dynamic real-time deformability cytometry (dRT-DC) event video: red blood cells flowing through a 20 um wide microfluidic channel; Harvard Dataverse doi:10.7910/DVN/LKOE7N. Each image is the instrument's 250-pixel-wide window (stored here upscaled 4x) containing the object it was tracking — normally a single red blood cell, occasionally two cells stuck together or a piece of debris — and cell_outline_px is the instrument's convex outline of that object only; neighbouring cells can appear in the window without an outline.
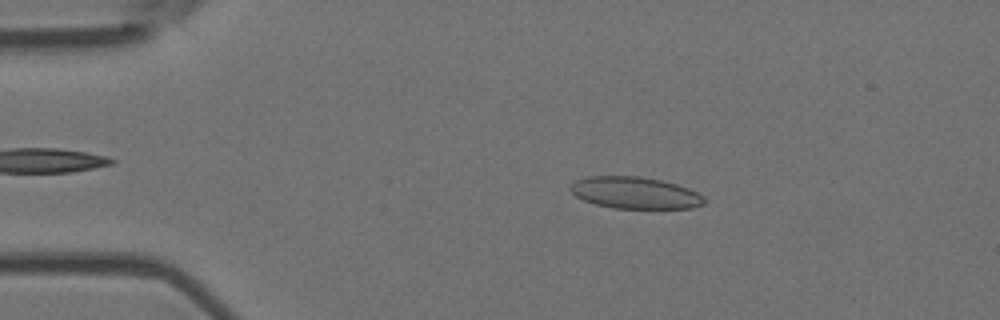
{"species": "Egyptian fruit bat (a non-hibernating species)", "species_latin": "Rousettus aegyptiacus", "temperature_condition": "room temperature", "stored_images_in_passage": 5, "camera_frame_rate_fps": 3000, "um_per_image_px": 0.085, "animal": {"sex": "female"}, "frame": {"image": 1, "passage_image": 2, "time_ms": 0.333, "image_size_px": [1000, 320], "cell_outline_px": [[704, 204], [692, 208], [612, 208], [596, 204], [584, 200], [576, 196], [568, 188], [576, 180], [588, 176], [640, 176], [660, 180], [676, 184], [688, 188], [704, 196]], "centroid_in_image_um": [53.97, 16.39], "position_along_channel_um": 31.0, "area_um2": 24.68}}
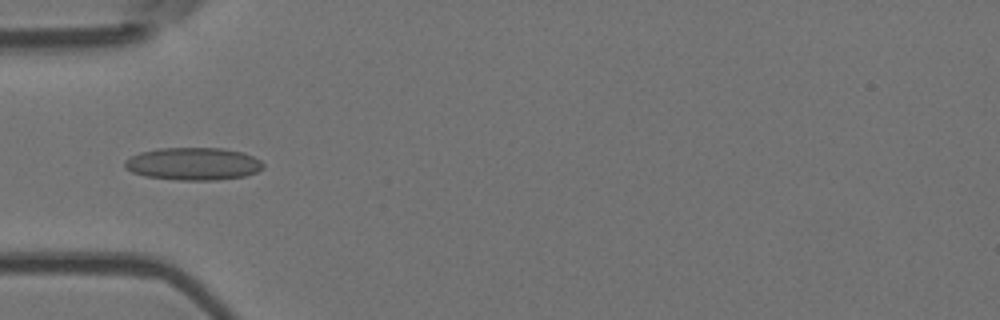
{"frame": {"image": 2, "passage_image": 4, "time_ms": 1.0, "image_size_px": [1000, 320], "cell_outline_px": [[264, 168], [256, 172], [244, 176], [216, 180], [180, 180], [144, 176], [132, 172], [124, 168], [124, 160], [140, 152], [156, 148], [220, 148], [244, 152], [260, 160], [264, 164]], "centroid_in_image_um": [16.41, 13.92], "position_along_channel_um": 68.6, "area_um2": 26.41}}
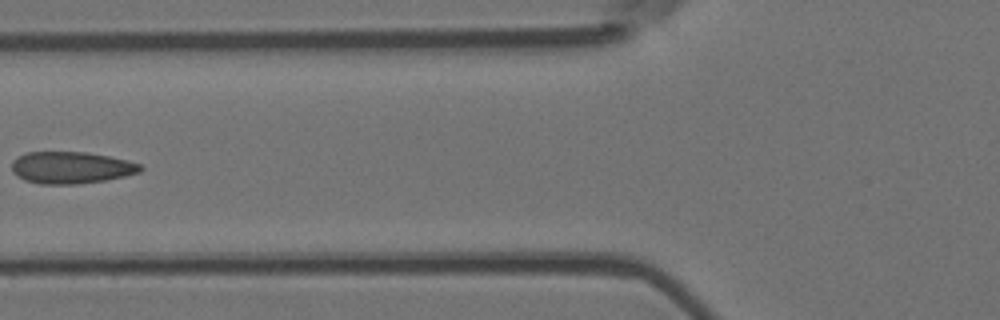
{"frame": {"image": 3, "passage_image": 5, "time_ms": 1.333, "image_size_px": [1000, 320], "cell_outline_px": [[144, 168], [140, 172], [124, 176], [104, 180], [76, 184], [40, 184], [24, 180], [16, 176], [12, 172], [12, 160], [28, 152], [84, 152], [108, 156], [128, 160], [140, 164]], "centroid_in_image_um": [6.03, 14.25], "position_along_channel_um": 119.8, "area_um2": 23.87}}